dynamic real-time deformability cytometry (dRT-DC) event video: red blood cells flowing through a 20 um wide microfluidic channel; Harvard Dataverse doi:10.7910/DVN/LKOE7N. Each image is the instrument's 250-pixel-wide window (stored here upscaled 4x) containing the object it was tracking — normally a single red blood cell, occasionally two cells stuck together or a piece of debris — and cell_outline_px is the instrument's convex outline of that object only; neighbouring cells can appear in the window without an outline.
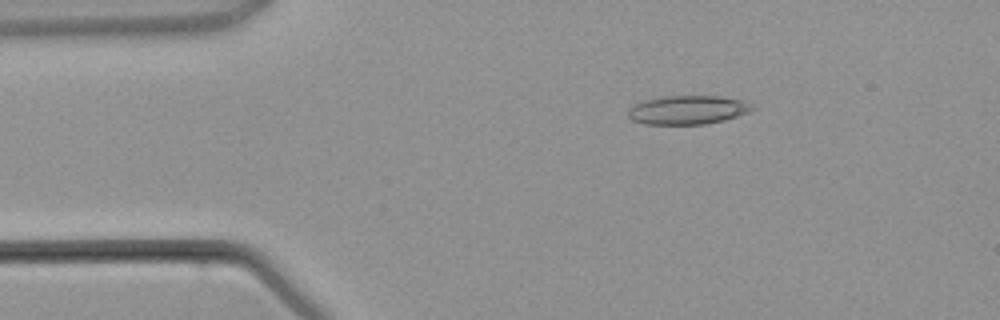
{"species": "common noctule bat (a hibernating species)", "species_latin": "Nyctalus noctula", "temperature_condition": "warm", "stored_images_in_passage": 2, "camera_frame_rate_fps": 3000, "um_per_image_px": 0.085, "animal": {"sex": "male", "body_mass_g": 21.5, "forearm_length_mm": 52.0}, "frame": {"image": 1, "passage_image": 2, "time_ms": 1.0, "image_size_px": [1000, 320], "cell_outline_px": [[756, 108], [748, 112], [724, 120], [704, 124], [644, 124], [632, 120], [628, 116], [628, 108], [632, 104], [644, 100], [664, 96], [716, 96], [744, 100]], "centroid_in_image_um": [58.42, 9.34], "position_along_channel_um": 26.6, "area_um2": 20.87}}